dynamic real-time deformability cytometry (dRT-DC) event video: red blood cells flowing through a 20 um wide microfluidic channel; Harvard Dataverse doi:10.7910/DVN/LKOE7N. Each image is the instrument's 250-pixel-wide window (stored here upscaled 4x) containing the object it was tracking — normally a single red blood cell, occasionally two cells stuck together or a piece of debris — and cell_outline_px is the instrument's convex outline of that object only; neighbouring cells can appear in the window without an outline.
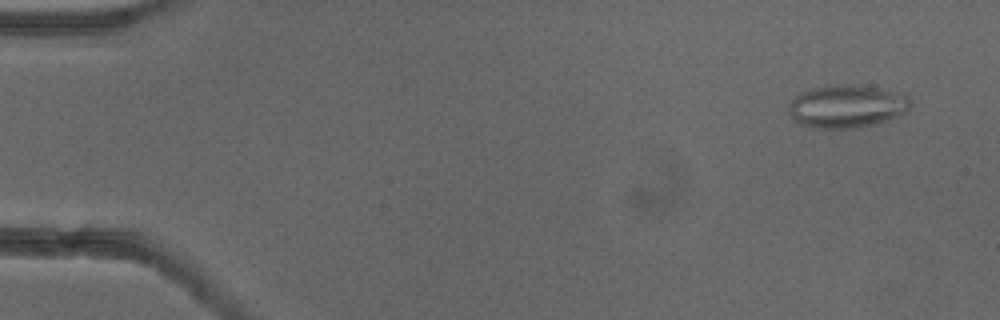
{"species": "common noctule bat (a hibernating species)", "species_latin": "Nyctalus noctula", "temperature_condition": "cold", "stored_images_in_passage": 54, "camera_frame_rate_fps": 3000, "um_per_image_px": 0.085, "animal": {"sex": "female"}, "frame": {"image": 1, "passage_image": 4, "time_ms": 1.0, "image_size_px": [1000, 320], "cell_outline_px": [[912, 104], [908, 112], [888, 120], [856, 128], [812, 128], [796, 124], [788, 112], [788, 104], [796, 96], [812, 88], [844, 84], [864, 84], [896, 92], [908, 96], [912, 100]], "centroid_in_image_um": [72.0, 9.04], "position_along_channel_um": 13.0, "area_um2": 30.87}}
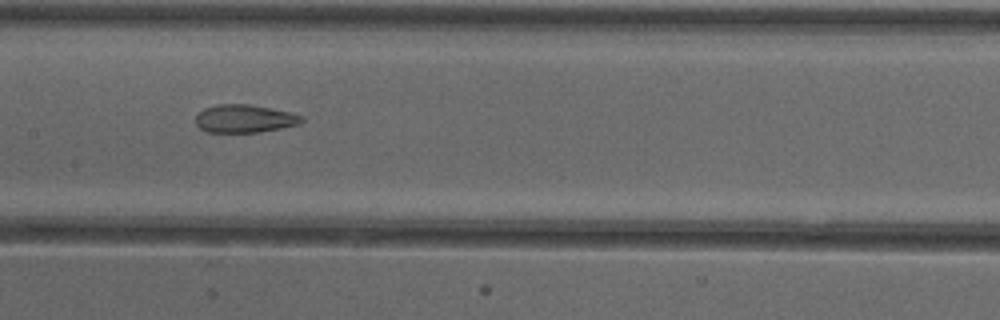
{"frame": {"image": 2, "passage_image": 27, "time_ms": 8.667, "image_size_px": [1000, 320], "cell_outline_px": [[304, 120], [300, 124], [260, 132], [204, 132], [196, 124], [196, 116], [204, 108], [216, 104], [248, 104], [292, 112], [304, 116]], "centroid_in_image_um": [20.8, 10.08], "position_along_channel_um": 186.6, "area_um2": 17.4}}
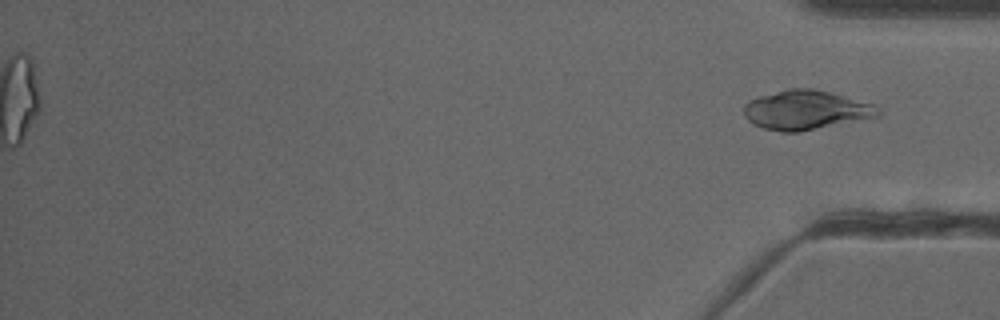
{"frame": {"image": 3, "passage_image": 54, "time_ms": 17.667, "image_size_px": [1000, 320], "cell_outline_px": [[880, 116], [796, 132], [780, 132], [764, 128], [752, 124], [744, 116], [744, 104], [748, 100], [760, 96], [788, 88], [812, 88], [828, 92], [872, 104], [880, 108]], "centroid_in_image_um": [68.45, 9.35], "position_along_channel_um": 366.7, "area_um2": 30.4}, "authors_computed_cell_mechanics": {"area_um2": 21.0392, "velocity_mm_per_s": 3.9105, "shape_relaxation_time_tau1_ms": null, "shape_relaxation_time_tau2_ms": 1.9148, "deformation_change_tau1": null, "deformation_change_tau2": 0.1002}}